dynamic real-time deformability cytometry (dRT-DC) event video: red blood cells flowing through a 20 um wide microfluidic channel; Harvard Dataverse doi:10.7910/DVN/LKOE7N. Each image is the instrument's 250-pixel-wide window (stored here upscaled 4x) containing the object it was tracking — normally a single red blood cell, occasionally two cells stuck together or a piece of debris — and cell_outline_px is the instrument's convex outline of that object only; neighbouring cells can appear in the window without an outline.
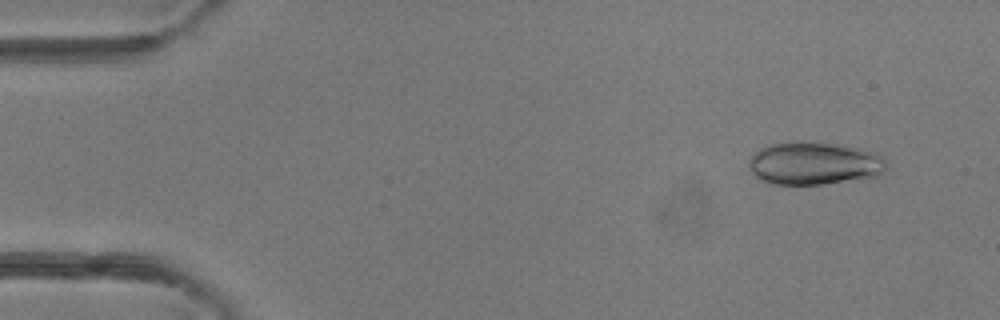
{"species": "common noctule bat (a hibernating species)", "species_latin": "Nyctalus noctula", "temperature_condition": "room temperature", "stored_images_in_passage": 3, "camera_frame_rate_fps": 3000, "um_per_image_px": 0.085, "animal": {"sex": "female"}, "frame": {"image": 1, "passage_image": 1, "time_ms": 0.0, "image_size_px": [1000, 320], "cell_outline_px": [[884, 172], [876, 176], [820, 184], [772, 184], [760, 180], [752, 172], [748, 164], [752, 156], [760, 148], [768, 144], [788, 140], [800, 140], [832, 144], [856, 148], [872, 152], [884, 160]], "centroid_in_image_um": [69.11, 13.87], "position_along_channel_um": 15.9, "area_um2": 33.99}}
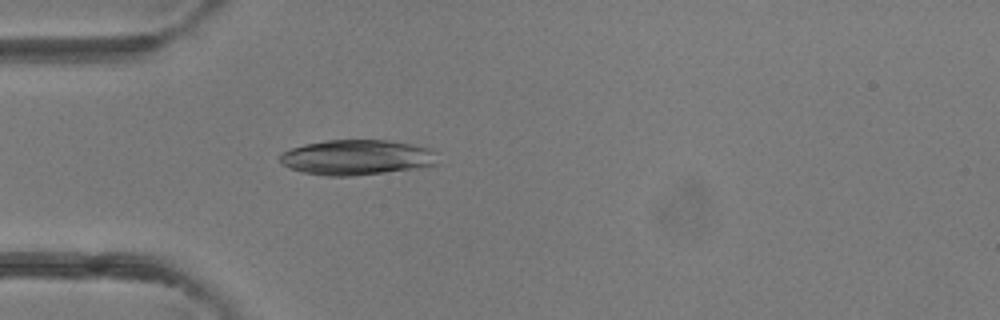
{"frame": {"image": 2, "passage_image": 3, "time_ms": 3.0, "image_size_px": [1000, 320], "cell_outline_px": [[440, 164], [416, 168], [352, 176], [328, 176], [304, 172], [288, 168], [280, 160], [280, 156], [284, 152], [292, 148], [304, 144], [324, 140], [388, 140], [412, 144], [432, 148], [436, 152]], "centroid_in_image_um": [30.39, 13.37], "position_along_channel_um": 54.6, "area_um2": 32.48}}